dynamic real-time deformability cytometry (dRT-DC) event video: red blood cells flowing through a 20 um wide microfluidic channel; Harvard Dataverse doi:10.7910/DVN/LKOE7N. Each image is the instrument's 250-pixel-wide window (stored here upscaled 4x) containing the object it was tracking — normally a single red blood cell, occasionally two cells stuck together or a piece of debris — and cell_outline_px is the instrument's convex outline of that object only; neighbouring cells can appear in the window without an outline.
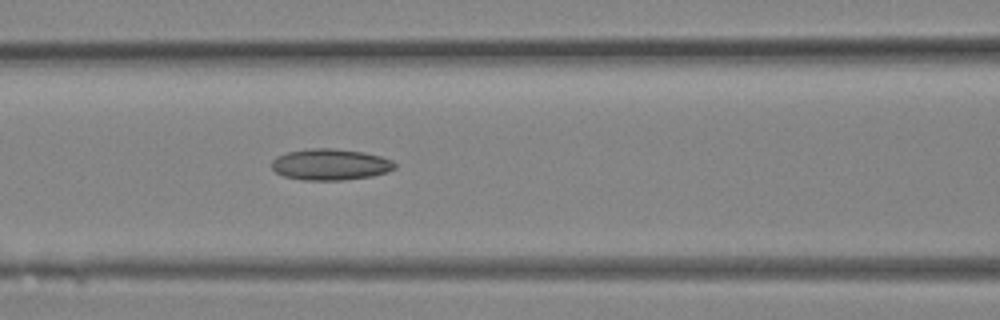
{"species": "Egyptian fruit bat (a non-hibernating species)", "species_latin": "Rousettus aegyptiacus", "temperature_condition": "room temperature", "stored_images_in_passage": 13, "camera_frame_rate_fps": 3000, "um_per_image_px": 0.085, "animal": {"sex": "female"}, "frame": {"image": 1, "passage_image": 13, "time_ms": 4.0, "image_size_px": [1000, 320], "cell_outline_px": [[396, 168], [388, 172], [372, 176], [344, 180], [304, 180], [284, 176], [276, 172], [272, 168], [272, 160], [276, 156], [288, 152], [308, 148], [332, 148], [364, 152], [380, 156], [392, 160], [396, 164]], "centroid_in_image_um": [28.09, 13.98], "position_along_channel_um": 138.5, "area_um2": 22.54}}